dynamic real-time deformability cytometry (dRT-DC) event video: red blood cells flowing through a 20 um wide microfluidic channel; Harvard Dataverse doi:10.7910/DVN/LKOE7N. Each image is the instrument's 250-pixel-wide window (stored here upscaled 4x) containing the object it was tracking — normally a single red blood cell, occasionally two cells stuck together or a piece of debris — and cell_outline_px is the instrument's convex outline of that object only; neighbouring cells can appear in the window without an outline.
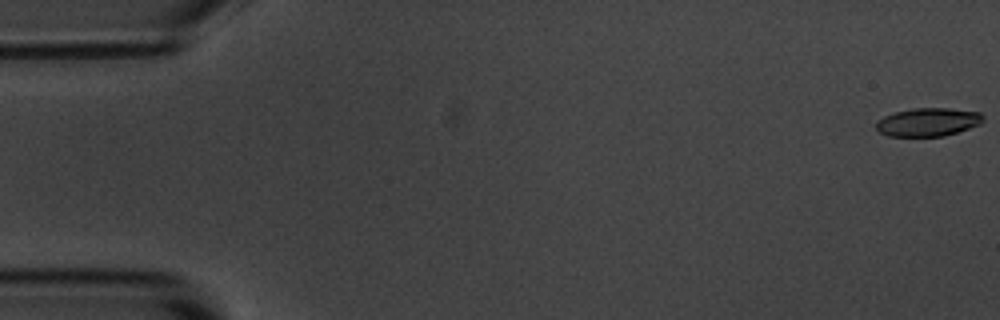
{"species": "common noctule bat (a hibernating species)", "species_latin": "Nyctalus noctula", "temperature_condition": "room temperature", "stored_images_in_passage": 8, "camera_frame_rate_fps": 3000, "um_per_image_px": 0.085, "animal": {"sex": "male", "body_mass_g": 20.1, "forearm_length_mm": 53.5}, "frame": {"image": 1, "passage_image": 1, "time_ms": 0.0, "image_size_px": [1000, 320], "cell_outline_px": [[984, 120], [980, 124], [944, 136], [888, 136], [880, 132], [876, 128], [876, 124], [884, 116], [896, 112], [912, 108], [948, 108], [980, 112], [984, 116]], "centroid_in_image_um": [78.9, 10.37], "position_along_channel_um": 6.1, "area_um2": 17.51}}
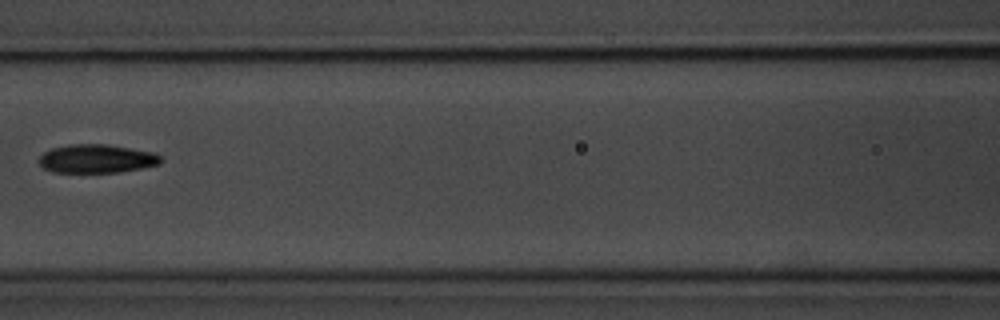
{"frame": {"image": 2, "passage_image": 7, "time_ms": 8.0, "image_size_px": [1000, 320], "cell_outline_px": [[160, 164], [140, 168], [116, 172], [52, 172], [44, 168], [40, 164], [40, 156], [44, 152], [52, 148], [68, 144], [108, 144], [152, 152], [160, 156]], "centroid_in_image_um": [8.19, 13.48], "position_along_channel_um": 158.4, "area_um2": 20.06}}
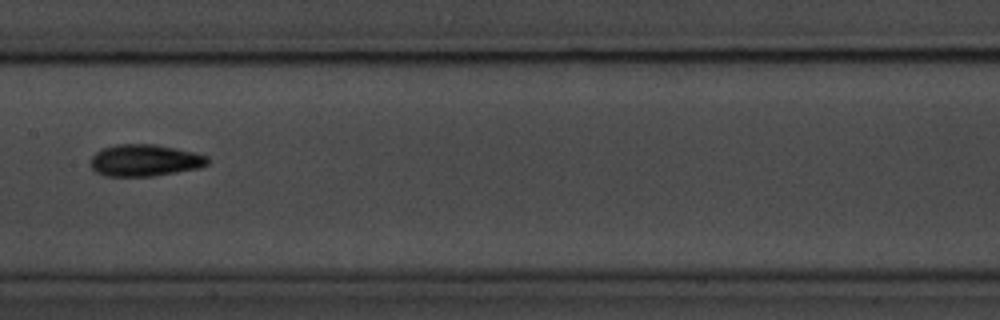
{"frame": {"image": 3, "passage_image": 8, "time_ms": 9.0, "image_size_px": [1000, 320], "cell_outline_px": [[208, 164], [200, 168], [152, 176], [104, 176], [96, 172], [88, 164], [88, 160], [96, 152], [104, 148], [116, 144], [156, 144], [176, 148], [208, 156]], "centroid_in_image_um": [12.27, 13.63], "position_along_channel_um": 195.1, "area_um2": 21.85}}